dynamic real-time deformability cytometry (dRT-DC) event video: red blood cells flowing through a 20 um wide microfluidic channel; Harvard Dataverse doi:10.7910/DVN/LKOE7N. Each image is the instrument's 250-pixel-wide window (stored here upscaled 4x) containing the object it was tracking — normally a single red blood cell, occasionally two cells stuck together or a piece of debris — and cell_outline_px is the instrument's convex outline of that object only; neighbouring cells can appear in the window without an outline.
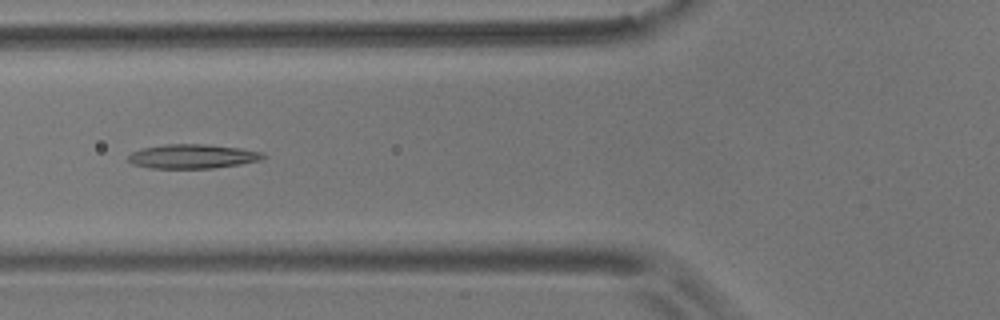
{"species": "common noctule bat (a hibernating species)", "species_latin": "Nyctalus noctula", "temperature_condition": "room temperature", "stored_images_in_passage": 8, "camera_frame_rate_fps": 3000, "um_per_image_px": 0.085, "animal": {"sex": "male", "body_mass_g": 17.9}, "frame": {"image": 1, "passage_image": 6, "time_ms": 1.667, "image_size_px": [1000, 320], "cell_outline_px": [[268, 156], [260, 160], [240, 164], [212, 168], [148, 168], [132, 164], [128, 160], [128, 156], [132, 152], [144, 148], [164, 144], [204, 144], [240, 148], [264, 152]], "centroid_in_image_um": [16.39, 13.29], "position_along_channel_um": 109.4, "area_um2": 19.07}}